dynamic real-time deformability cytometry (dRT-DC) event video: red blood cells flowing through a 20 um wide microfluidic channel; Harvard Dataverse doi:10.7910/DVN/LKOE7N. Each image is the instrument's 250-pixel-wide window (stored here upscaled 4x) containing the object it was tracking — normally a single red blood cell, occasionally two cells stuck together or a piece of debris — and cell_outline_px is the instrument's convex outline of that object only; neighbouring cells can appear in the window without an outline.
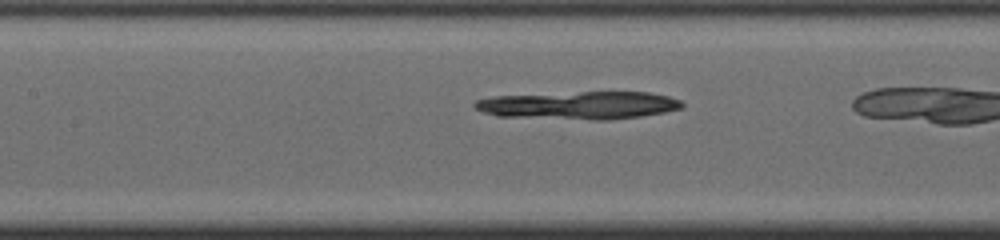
{"species": "common noctule bat (a hibernating species)", "species_latin": "Nyctalus noctula", "temperature_condition": "cold", "stored_images_in_passage": 25, "camera_frame_rate_fps": 3000, "um_per_image_px": 0.085, "animal": {"sex": "male", "body_mass_g": 19.0, "forearm_length_mm": 50.8}, "frame": {"image": 1, "passage_image": 8, "time_ms": 2.333, "image_size_px": [1000, 240], "cell_outline_px": [[684, 108], [664, 112], [640, 116], [608, 120], [592, 120], [496, 116], [484, 112], [476, 108], [472, 104], [476, 100], [492, 96], [580, 92], [648, 92], [668, 96], [680, 100], [684, 104]], "centroid_in_image_um": [49.22, 8.95], "position_along_channel_um": 158.2, "area_um2": 33.7}}
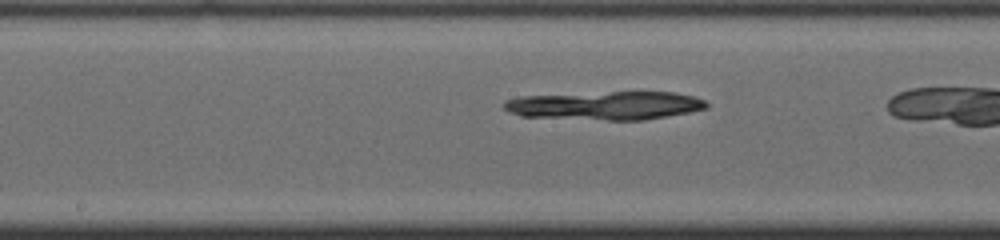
{"frame": {"image": 2, "passage_image": 11, "time_ms": 3.333, "image_size_px": [1000, 240], "cell_outline_px": [[708, 108], [688, 112], [644, 120], [608, 120], [520, 116], [508, 112], [504, 108], [504, 100], [520, 96], [612, 92], [676, 92], [692, 96], [704, 100], [708, 104]], "centroid_in_image_um": [51.44, 8.97], "position_along_channel_um": 196.8, "area_um2": 33.41}}